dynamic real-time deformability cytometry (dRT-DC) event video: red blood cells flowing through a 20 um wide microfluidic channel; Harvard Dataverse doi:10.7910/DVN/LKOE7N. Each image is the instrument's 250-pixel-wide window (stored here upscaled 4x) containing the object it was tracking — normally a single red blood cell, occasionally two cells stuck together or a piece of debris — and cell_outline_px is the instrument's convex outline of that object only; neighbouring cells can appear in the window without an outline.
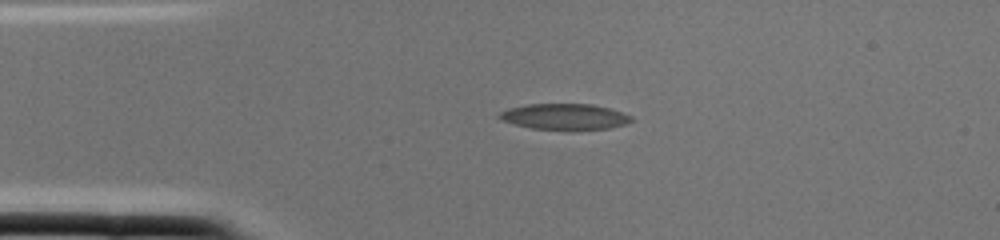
{"species": "common noctule bat (a hibernating species)", "species_latin": "Nyctalus noctula", "temperature_condition": "cold", "stored_images_in_passage": 1, "camera_frame_rate_fps": 3000, "um_per_image_px": 0.085, "animal": {"sex": "female", "body_mass_g": 22.0, "forearm_length_mm": 56.7}, "frame": {"image": 1, "passage_image": 1, "time_ms": 0.0, "image_size_px": [1000, 240], "cell_outline_px": [[632, 120], [628, 124], [608, 128], [532, 128], [500, 120], [496, 116], [500, 112], [508, 108], [528, 104], [592, 104], [608, 108], [632, 116]], "centroid_in_image_um": [47.96, 9.89], "position_along_channel_um": 37.0, "area_um2": 19.36}}